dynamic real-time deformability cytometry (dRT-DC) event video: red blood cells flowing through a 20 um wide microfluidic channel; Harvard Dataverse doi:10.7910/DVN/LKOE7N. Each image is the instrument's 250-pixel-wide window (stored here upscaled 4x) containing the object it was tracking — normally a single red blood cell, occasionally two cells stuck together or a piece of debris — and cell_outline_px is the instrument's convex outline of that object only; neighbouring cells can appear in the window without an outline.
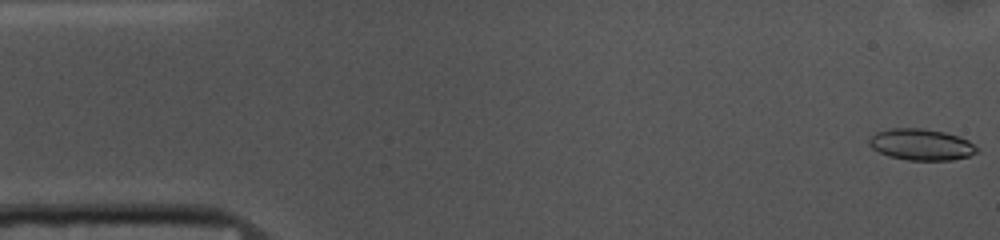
{"species": "common noctule bat (a hibernating species)", "species_latin": "Nyctalus noctula", "temperature_condition": "cold", "stored_images_in_passage": 53, "camera_frame_rate_fps": 3000, "um_per_image_px": 0.085, "animal": {"sex": "female", "body_mass_g": 10.0, "forearm_length_mm": 53.1}, "frame": {"image": 1, "passage_image": 1, "time_ms": 0.0, "image_size_px": [1000, 240], "cell_outline_px": [[980, 152], [968, 156], [952, 160], [908, 160], [888, 156], [872, 148], [868, 144], [868, 140], [876, 132], [892, 128], [924, 128], [944, 132], [968, 140], [980, 148]], "centroid_in_image_um": [78.33, 12.29], "position_along_channel_um": 6.7, "area_um2": 19.77}}
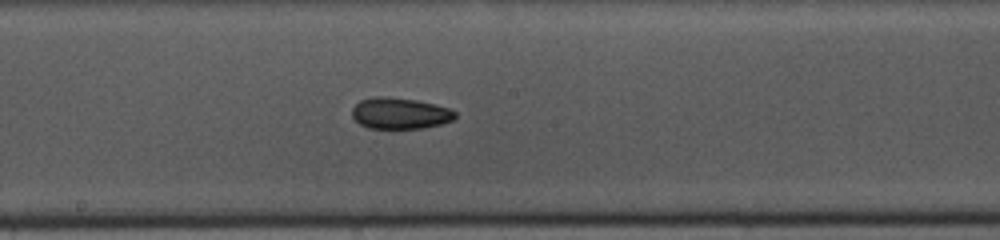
{"frame": {"image": 2, "passage_image": 27, "time_ms": 8.667, "image_size_px": [1000, 240], "cell_outline_px": [[456, 116], [452, 120], [440, 124], [424, 128], [368, 128], [360, 124], [352, 116], [352, 108], [360, 100], [376, 96], [384, 96], [416, 100], [436, 104], [452, 108], [456, 112]], "centroid_in_image_um": [34.01, 9.62], "position_along_channel_um": 214.2, "area_um2": 18.84}}
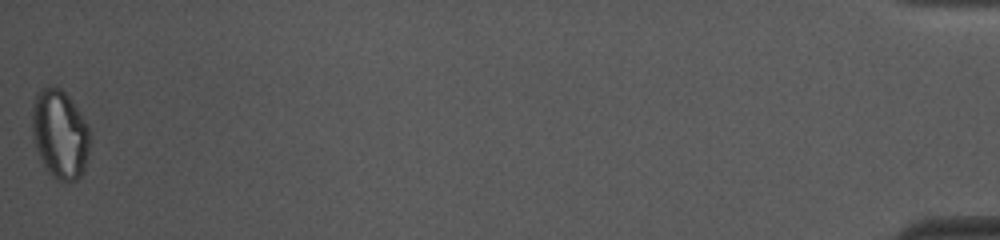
{"frame": {"image": 3, "passage_image": 53, "time_ms": 17.333, "image_size_px": [1000, 240], "cell_outline_px": [[88, 152], [84, 172], [76, 180], [56, 180], [44, 168], [36, 148], [32, 132], [32, 104], [36, 92], [40, 88], [60, 88], [68, 96], [84, 120], [88, 128]], "centroid_in_image_um": [5.05, 11.42], "position_along_channel_um": 430.1, "area_um2": 29.59}, "authors_computed_cell_mechanics": {"area_um2": 19.5364, "velocity_mm_per_s": 3.6984, "shape_relaxation_time_tau1_ms": 2.9744, "shape_relaxation_time_tau2_ms": 6.9375, "deformation_change_tau1": 0.1072, "deformation_change_tau2": 0.1179}}